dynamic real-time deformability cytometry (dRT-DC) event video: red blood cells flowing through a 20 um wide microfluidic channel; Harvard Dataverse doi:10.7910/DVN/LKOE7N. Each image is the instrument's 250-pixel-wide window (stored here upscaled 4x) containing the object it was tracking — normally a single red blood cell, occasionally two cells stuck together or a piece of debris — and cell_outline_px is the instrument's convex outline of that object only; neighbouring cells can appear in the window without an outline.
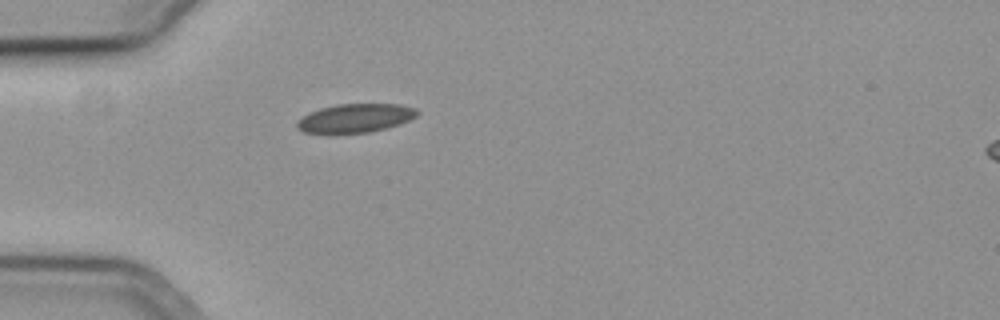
{"species": "common noctule bat (a hibernating species)", "species_latin": "Nyctalus noctula", "temperature_condition": "cold", "stored_images_in_passage": 30, "camera_frame_rate_fps": 3000, "um_per_image_px": 0.085, "animal": {"sex": "female", "body_mass_g": 19.3, "forearm_length_mm": 54.1}, "frame": {"image": 1, "passage_image": 1, "time_ms": 0.0, "image_size_px": [1000, 320], "cell_outline_px": [[420, 112], [416, 116], [400, 124], [368, 132], [304, 132], [296, 128], [296, 120], [308, 112], [320, 108], [336, 104], [400, 104], [416, 108]], "centroid_in_image_um": [30.19, 10.01], "position_along_channel_um": 54.8, "area_um2": 19.94}}
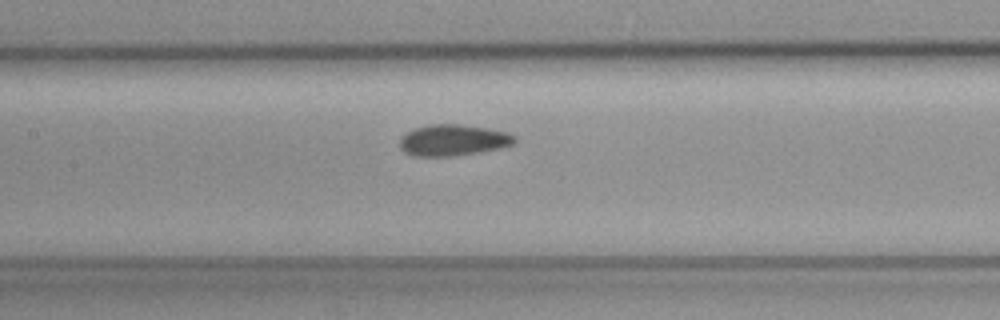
{"frame": {"image": 2, "passage_image": 11, "time_ms": 3.333, "image_size_px": [1000, 320], "cell_outline_px": [[516, 140], [512, 144], [500, 148], [480, 152], [452, 156], [412, 156], [404, 152], [400, 148], [400, 140], [408, 132], [416, 128], [432, 124], [460, 124], [488, 128], [508, 132], [516, 136]], "centroid_in_image_um": [38.54, 11.92], "position_along_channel_um": 168.9, "area_um2": 20.87}}
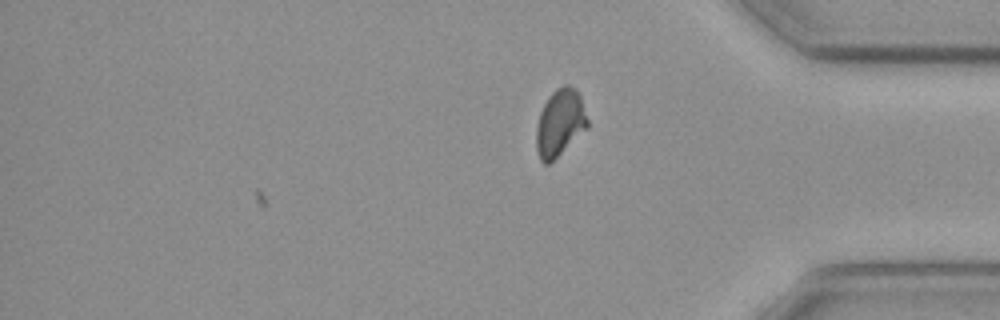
{"frame": {"image": 3, "passage_image": 30, "time_ms": 9.667, "image_size_px": [1000, 320], "cell_outline_px": [[588, 128], [548, 164], [544, 164], [540, 160], [536, 152], [536, 128], [540, 112], [548, 96], [556, 88], [564, 84], [568, 84], [576, 88], [580, 96], [588, 120]], "centroid_in_image_um": [47.58, 10.42], "position_along_channel_um": 387.6, "area_um2": 20.06}, "authors_computed_cell_mechanics": {"area_um2": 20.0855, "velocity_mm_per_s": 3.7007, "shape_relaxation_time_tau1_ms": 3.2267, "shape_relaxation_time_tau2_ms": 1.4103, "deformation_change_tau1": 0.0616, "deformation_change_tau2": 0.0443}}